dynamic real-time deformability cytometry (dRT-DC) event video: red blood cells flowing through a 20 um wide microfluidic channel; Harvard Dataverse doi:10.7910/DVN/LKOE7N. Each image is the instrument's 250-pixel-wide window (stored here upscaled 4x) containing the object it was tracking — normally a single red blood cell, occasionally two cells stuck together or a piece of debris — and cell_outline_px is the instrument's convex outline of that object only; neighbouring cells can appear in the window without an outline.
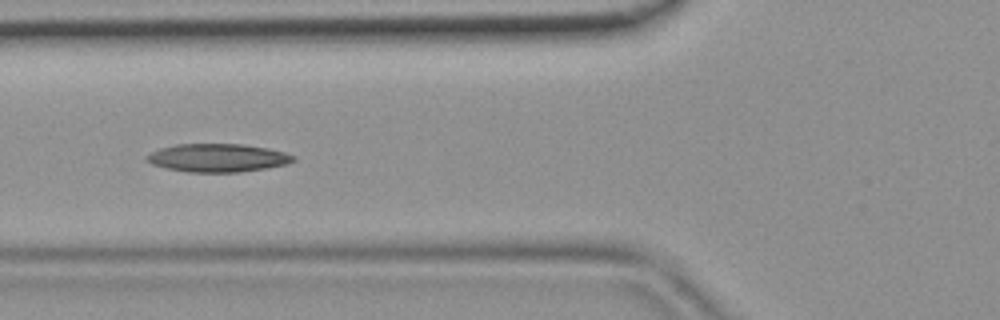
{"species": "common noctule bat (a hibernating species)", "species_latin": "Nyctalus noctula", "temperature_condition": "room temperature", "stored_images_in_passage": 5, "camera_frame_rate_fps": 3000, "um_per_image_px": 0.085, "animal": {"sex": "female", "body_mass_g": 19.9}, "frame": {"image": 1, "passage_image": 5, "time_ms": 1.333, "image_size_px": [1000, 320], "cell_outline_px": [[296, 160], [288, 164], [268, 168], [240, 172], [188, 172], [168, 168], [152, 164], [144, 160], [144, 156], [160, 148], [176, 144], [240, 144], [268, 148], [284, 152], [296, 156]], "centroid_in_image_um": [18.52, 13.42], "position_along_channel_um": 107.3, "area_um2": 24.22}}